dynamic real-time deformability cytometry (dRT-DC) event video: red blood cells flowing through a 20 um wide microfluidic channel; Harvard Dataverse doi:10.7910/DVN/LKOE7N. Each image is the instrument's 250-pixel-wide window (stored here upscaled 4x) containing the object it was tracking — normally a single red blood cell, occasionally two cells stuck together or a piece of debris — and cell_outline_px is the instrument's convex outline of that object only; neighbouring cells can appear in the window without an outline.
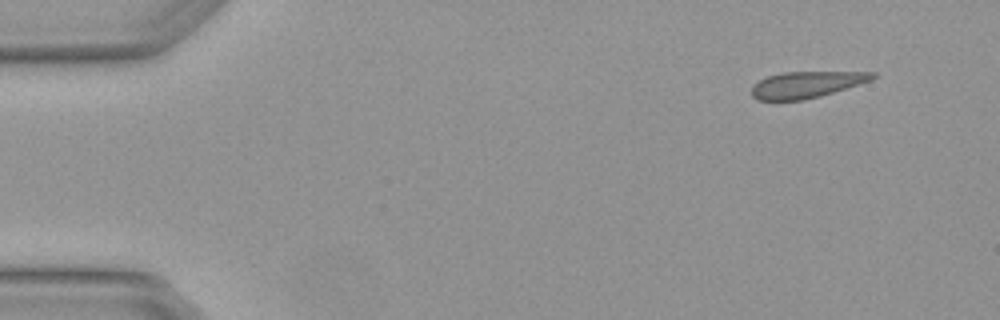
{"species": "Egyptian fruit bat (a non-hibernating species)", "species_latin": "Rousettus aegyptiacus", "temperature_condition": "warm", "stored_images_in_passage": 7, "camera_frame_rate_fps": 3000, "um_per_image_px": 0.085, "animal": {"sex": "female"}, "frame": {"image": 1, "passage_image": 1, "time_ms": 0.0, "image_size_px": [1000, 320], "cell_outline_px": [[876, 76], [872, 80], [820, 96], [804, 100], [756, 100], [752, 96], [752, 84], [768, 76], [784, 72], [876, 72]], "centroid_in_image_um": [68.53, 7.19], "position_along_channel_um": 16.5, "area_um2": 18.5}}
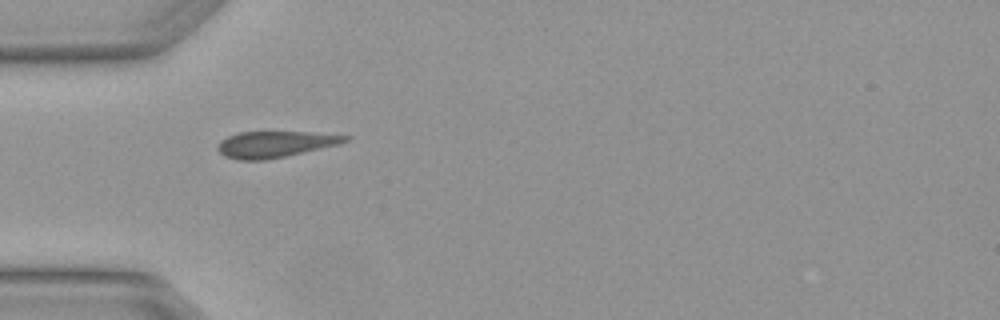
{"frame": {"image": 2, "passage_image": 4, "time_ms": 1.0, "image_size_px": [1000, 320], "cell_outline_px": [[352, 136], [348, 140], [340, 144], [284, 156], [264, 160], [236, 160], [224, 156], [216, 148], [216, 144], [220, 140], [228, 136], [240, 132], [308, 132]], "centroid_in_image_um": [23.34, 12.26], "position_along_channel_um": 61.7, "area_um2": 19.42}}
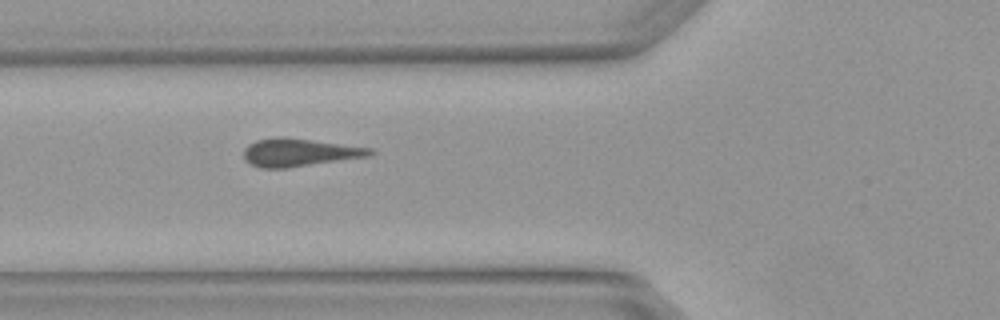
{"frame": {"image": 3, "passage_image": 5, "time_ms": 1.333, "image_size_px": [1000, 320], "cell_outline_px": [[376, 152], [372, 156], [288, 168], [260, 168], [244, 160], [244, 148], [248, 144], [256, 140], [276, 136], [280, 136], [312, 140], [372, 148]], "centroid_in_image_um": [25.45, 12.96], "position_along_channel_um": 100.3, "area_um2": 20.75}}